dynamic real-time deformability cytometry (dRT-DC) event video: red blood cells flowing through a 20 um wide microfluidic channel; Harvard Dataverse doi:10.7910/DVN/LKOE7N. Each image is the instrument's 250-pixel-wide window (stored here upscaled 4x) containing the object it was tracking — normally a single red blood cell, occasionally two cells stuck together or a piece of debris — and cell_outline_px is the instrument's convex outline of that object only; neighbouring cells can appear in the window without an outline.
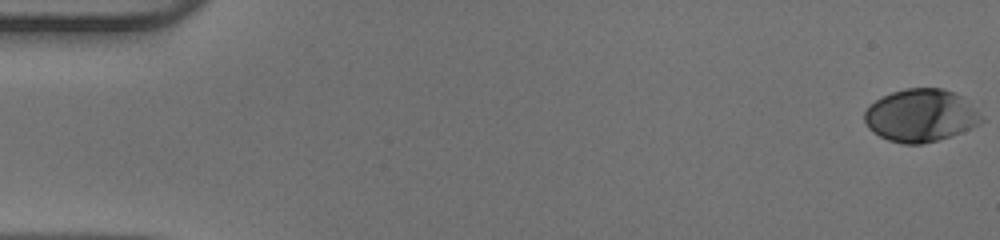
{"species": "human", "species_latin": "Homo sapiens", "temperature_condition": "warm", "stored_images_in_passage": 51, "camera_frame_rate_fps": 3000, "um_per_image_px": 0.085, "donor": {"sex": "male"}, "frame": {"image": 1, "passage_image": 1, "time_ms": 0.0, "image_size_px": [1000, 240], "cell_outline_px": [[984, 120], [952, 136], [920, 144], [904, 144], [888, 140], [872, 132], [868, 128], [864, 120], [864, 112], [868, 104], [892, 92], [904, 88], [940, 88], [952, 92], [960, 96]], "centroid_in_image_um": [78.17, 9.82], "position_along_channel_um": 6.8, "area_um2": 35.32}}
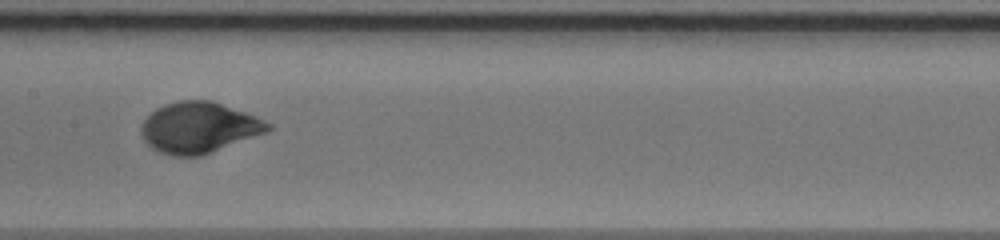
{"frame": {"image": 2, "passage_image": 27, "time_ms": 8.667, "image_size_px": [1000, 240], "cell_outline_px": [[272, 128], [268, 132], [200, 156], [172, 156], [160, 152], [152, 148], [144, 140], [140, 132], [140, 128], [144, 120], [156, 108], [164, 104], [176, 100], [212, 100], [256, 116], [272, 124]], "centroid_in_image_um": [16.91, 10.84], "position_along_channel_um": 190.5, "area_um2": 37.69}}
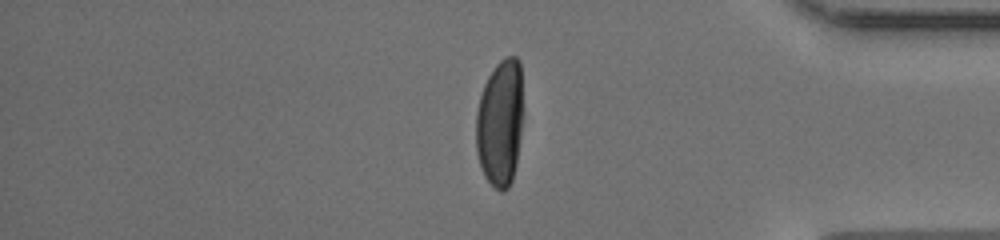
{"frame": {"image": 3, "passage_image": 44, "time_ms": 14.333, "image_size_px": [1000, 240], "cell_outline_px": [[524, 112], [516, 164], [512, 180], [508, 188], [504, 192], [500, 192], [484, 176], [476, 152], [476, 112], [480, 96], [484, 84], [488, 76], [496, 64], [504, 56], [516, 56], [520, 60], [524, 108]], "centroid_in_image_um": [42.53, 10.4], "position_along_channel_um": 392.7, "area_um2": 35.66}}